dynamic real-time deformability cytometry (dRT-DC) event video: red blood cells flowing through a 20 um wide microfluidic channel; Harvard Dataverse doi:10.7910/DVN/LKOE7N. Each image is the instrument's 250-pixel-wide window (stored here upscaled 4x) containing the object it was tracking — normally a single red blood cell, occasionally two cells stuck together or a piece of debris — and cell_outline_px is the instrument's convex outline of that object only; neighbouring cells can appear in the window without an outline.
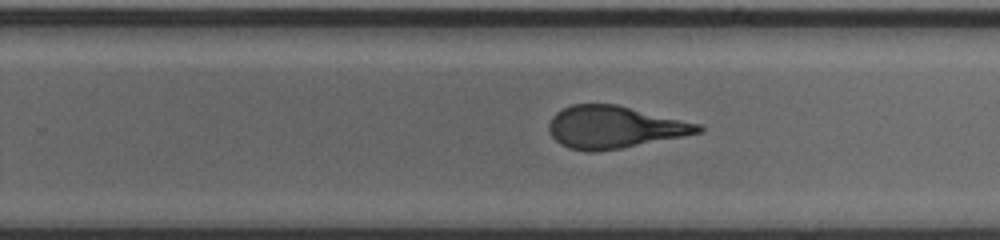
{"species": "human", "species_latin": "Homo sapiens", "temperature_condition": "cold", "stored_images_in_passage": 24, "camera_frame_rate_fps": 3000, "um_per_image_px": 0.085, "donor": {"sex": "male"}, "frame": {"image": 1, "passage_image": 16, "time_ms": 5.0, "image_size_px": [1000, 240], "cell_outline_px": [[704, 132], [684, 136], [620, 148], [596, 152], [588, 152], [568, 148], [560, 144], [552, 136], [548, 128], [548, 124], [552, 116], [556, 112], [572, 104], [616, 104], [700, 124], [704, 128]], "centroid_in_image_um": [52.2, 10.81], "position_along_channel_um": 277.6, "area_um2": 36.7}}
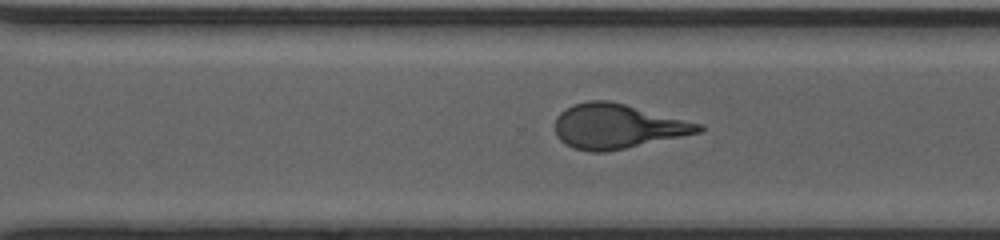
{"frame": {"image": 2, "passage_image": 19, "time_ms": 6.0, "image_size_px": [1000, 240], "cell_outline_px": [[704, 128], [700, 132], [624, 148], [604, 152], [592, 152], [572, 148], [560, 140], [556, 136], [556, 116], [560, 112], [572, 104], [588, 100], [608, 100], [704, 124]], "centroid_in_image_um": [52.44, 10.72], "position_along_channel_um": 318.2, "area_um2": 37.05}}
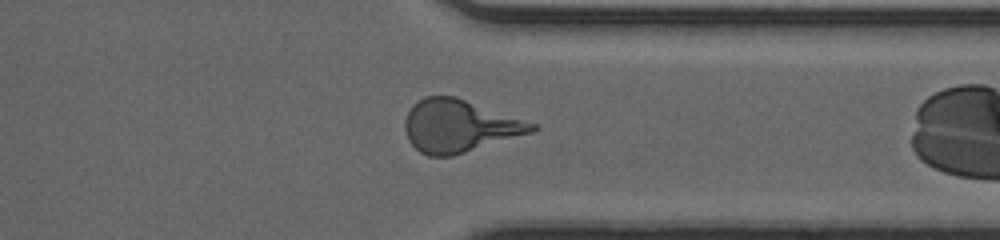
{"frame": {"image": 3, "passage_image": 23, "time_ms": 7.333, "image_size_px": [1000, 240], "cell_outline_px": [[540, 128], [532, 132], [452, 156], [428, 156], [420, 152], [408, 140], [404, 128], [404, 120], [412, 104], [424, 96], [456, 96], [536, 124]], "centroid_in_image_um": [39.0, 10.7], "position_along_channel_um": 372.4, "area_um2": 38.67}}